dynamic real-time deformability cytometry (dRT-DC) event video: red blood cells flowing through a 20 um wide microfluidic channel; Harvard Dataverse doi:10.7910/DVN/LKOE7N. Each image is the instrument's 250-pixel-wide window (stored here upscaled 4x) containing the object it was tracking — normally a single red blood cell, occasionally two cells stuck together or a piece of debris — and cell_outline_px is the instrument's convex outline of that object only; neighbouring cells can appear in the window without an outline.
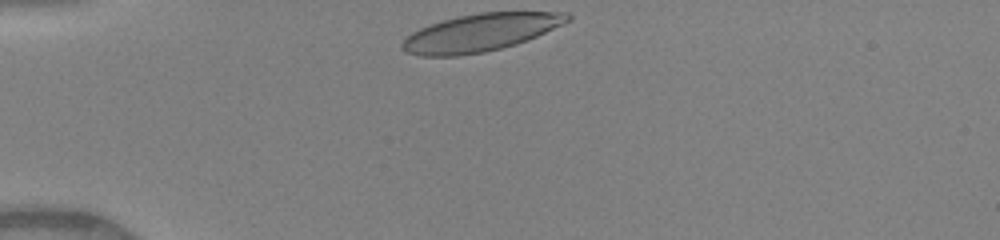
{"species": "human", "species_latin": "Homo sapiens", "temperature_condition": "warm", "stored_images_in_passage": 31, "camera_frame_rate_fps": 3000, "um_per_image_px": 0.085, "donor": {"sex": "female"}, "frame": {"image": 1, "passage_image": 1, "time_ms": 0.0, "image_size_px": [1000, 240], "cell_outline_px": [[572, 20], [528, 40], [516, 44], [484, 52], [456, 56], [420, 56], [408, 52], [400, 44], [412, 32], [428, 24], [460, 16], [480, 12], [568, 12], [572, 16]], "centroid_in_image_um": [40.88, 2.76], "position_along_channel_um": 44.1, "area_um2": 36.01}}
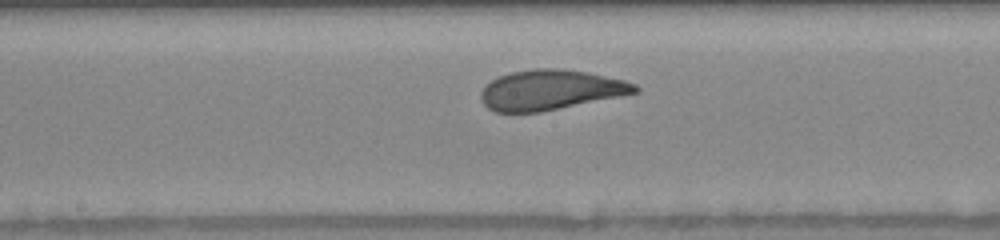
{"frame": {"image": 2, "passage_image": 15, "time_ms": 4.667, "image_size_px": [1000, 240], "cell_outline_px": [[640, 92], [540, 112], [496, 112], [488, 108], [480, 100], [480, 92], [492, 80], [500, 76], [512, 72], [532, 68], [556, 68], [588, 72], [624, 80], [636, 84], [640, 88]], "centroid_in_image_um": [46.8, 7.64], "position_along_channel_um": 201.4, "area_um2": 35.84}}
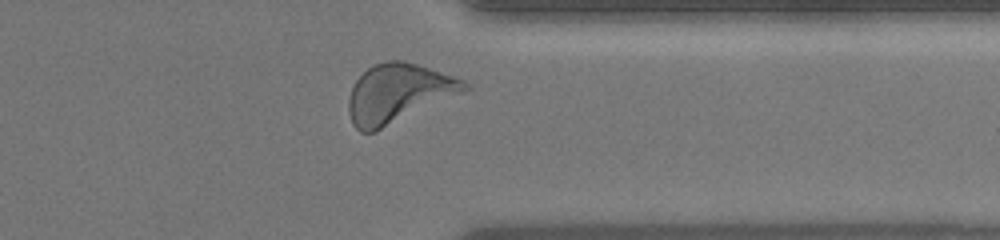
{"frame": {"image": 3, "passage_image": 28, "time_ms": 9.0, "image_size_px": [1000, 240], "cell_outline_px": [[472, 88], [464, 92], [376, 132], [360, 132], [352, 124], [348, 112], [348, 100], [352, 88], [356, 80], [372, 64], [388, 60], [404, 60], [464, 80], [472, 84]], "centroid_in_image_um": [33.85, 7.94], "position_along_channel_um": 377.5, "area_um2": 39.82}, "authors_computed_cell_mechanics": {"area_um2": 36.5296, "velocity_mm_per_s": 4.0979, "shape_relaxation_time_tau1_ms": 2.7119, "shape_relaxation_time_tau2_ms": 0.6145, "deformation_change_tau1": 0.1542, "deformation_change_tau2": 0.0822}}